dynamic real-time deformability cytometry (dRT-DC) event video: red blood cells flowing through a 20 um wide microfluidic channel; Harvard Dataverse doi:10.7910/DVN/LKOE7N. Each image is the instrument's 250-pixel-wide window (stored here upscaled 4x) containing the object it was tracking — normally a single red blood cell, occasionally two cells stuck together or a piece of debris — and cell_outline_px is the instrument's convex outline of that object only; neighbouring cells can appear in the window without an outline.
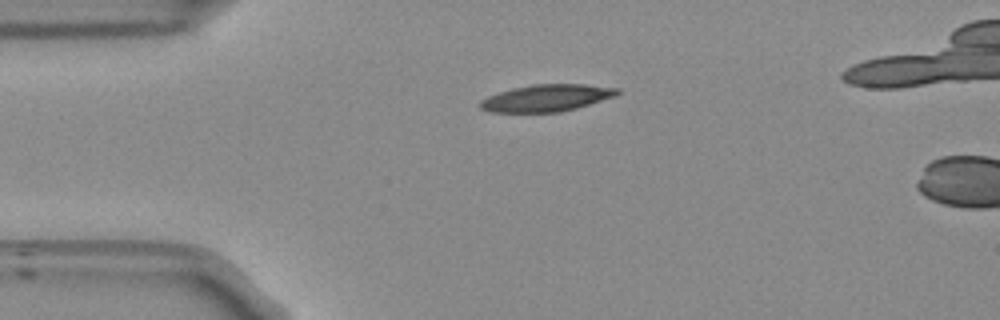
{"species": "Egyptian fruit bat (a non-hibernating species)", "species_latin": "Rousettus aegyptiacus", "temperature_condition": "room temperature", "stored_images_in_passage": 4, "camera_frame_rate_fps": 3000, "um_per_image_px": 0.085, "frame": {"image": 1, "passage_image": 1, "time_ms": 0.0, "image_size_px": [1000, 320], "cell_outline_px": [[620, 92], [616, 96], [576, 108], [560, 112], [488, 112], [480, 108], [480, 100], [488, 96], [512, 88], [532, 84], [584, 84], [620, 88]], "centroid_in_image_um": [46.46, 8.32], "position_along_channel_um": 38.5, "area_um2": 21.56}}